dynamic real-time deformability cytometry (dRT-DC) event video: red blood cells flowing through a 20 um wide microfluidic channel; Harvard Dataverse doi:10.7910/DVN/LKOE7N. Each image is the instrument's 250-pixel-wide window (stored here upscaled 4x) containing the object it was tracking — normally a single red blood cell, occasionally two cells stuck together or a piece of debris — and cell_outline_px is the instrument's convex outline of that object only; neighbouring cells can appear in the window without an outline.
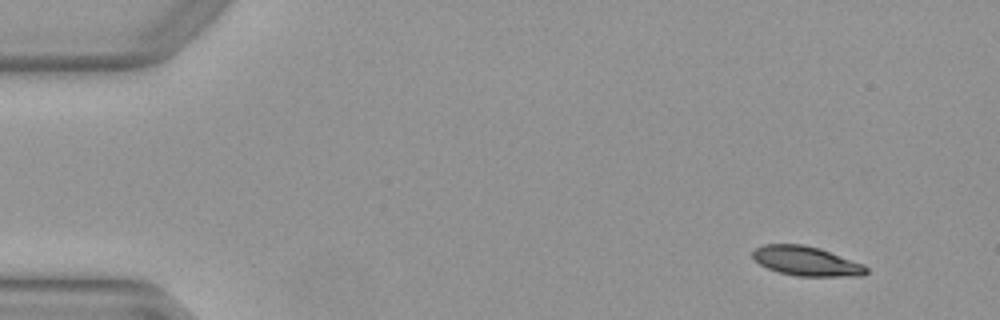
{"species": "Egyptian fruit bat (a non-hibernating species)", "species_latin": "Rousettus aegyptiacus", "temperature_condition": "warm", "stored_images_in_passage": 10, "camera_frame_rate_fps": 3000, "um_per_image_px": 0.085, "animal": {"sex": "female"}, "frame": {"image": 1, "passage_image": 1, "time_ms": 0.0, "image_size_px": [1000, 320], "cell_outline_px": [[868, 272], [864, 276], [796, 276], [780, 272], [768, 268], [760, 264], [752, 256], [752, 252], [756, 248], [764, 244], [804, 244], [820, 248], [864, 264], [868, 268]], "centroid_in_image_um": [68.57, 22.19], "position_along_channel_um": 16.4, "area_um2": 19.54}}